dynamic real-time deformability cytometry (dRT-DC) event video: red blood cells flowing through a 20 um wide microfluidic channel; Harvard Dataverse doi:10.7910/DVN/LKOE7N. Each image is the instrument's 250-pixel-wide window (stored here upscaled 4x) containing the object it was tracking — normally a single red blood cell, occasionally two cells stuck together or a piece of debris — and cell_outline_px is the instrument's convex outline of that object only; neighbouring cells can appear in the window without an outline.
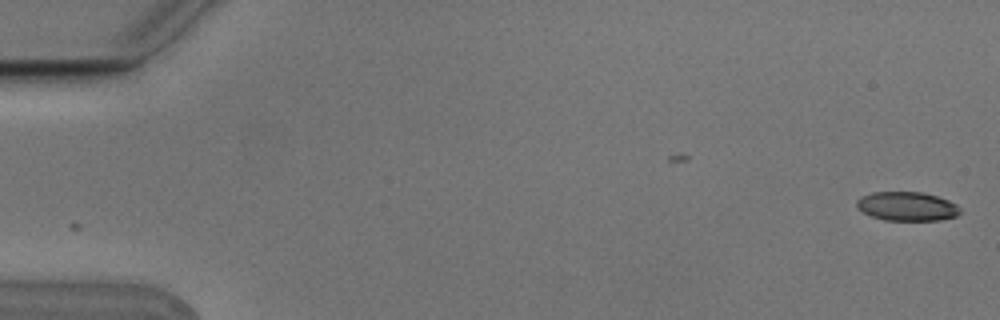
{"species": "Egyptian fruit bat (a non-hibernating species)", "species_latin": "Rousettus aegyptiacus", "temperature_condition": "cold", "stored_images_in_passage": 2, "camera_frame_rate_fps": 3000, "um_per_image_px": 0.085, "animal": {"sex": "male"}, "frame": {"image": 1, "passage_image": 2, "time_ms": 0.333, "image_size_px": [1000, 320], "cell_outline_px": [[960, 212], [956, 216], [940, 220], [884, 220], [872, 216], [856, 208], [856, 200], [860, 196], [872, 192], [924, 192], [948, 200], [956, 204], [960, 208]], "centroid_in_image_um": [77.07, 17.53], "position_along_channel_um": 7.9, "area_um2": 17.51}}